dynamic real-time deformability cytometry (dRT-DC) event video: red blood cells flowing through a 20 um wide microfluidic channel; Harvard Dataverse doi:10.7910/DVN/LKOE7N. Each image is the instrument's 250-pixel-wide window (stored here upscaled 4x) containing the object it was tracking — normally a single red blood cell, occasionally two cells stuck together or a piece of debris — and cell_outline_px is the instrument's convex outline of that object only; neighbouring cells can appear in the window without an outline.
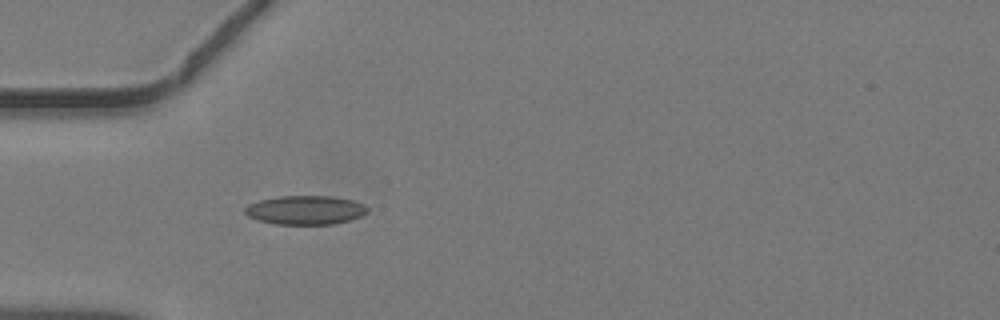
{"species": "common noctule bat (a hibernating species)", "species_latin": "Nyctalus noctula", "temperature_condition": "warm", "stored_images_in_passage": 33, "camera_frame_rate_fps": 3000, "um_per_image_px": 0.085, "animal": {"sex": "male", "body_mass_g": 19.2, "forearm_length_mm": 51.8}, "frame": {"image": 1, "passage_image": 1, "time_ms": 0.0, "image_size_px": [1000, 320], "cell_outline_px": [[368, 212], [360, 216], [348, 220], [332, 224], [276, 224], [256, 220], [248, 216], [244, 212], [244, 208], [248, 204], [260, 200], [280, 196], [332, 196], [352, 200], [364, 204], [368, 208]], "centroid_in_image_um": [25.93, 17.85], "position_along_channel_um": 59.1, "area_um2": 20.63}}
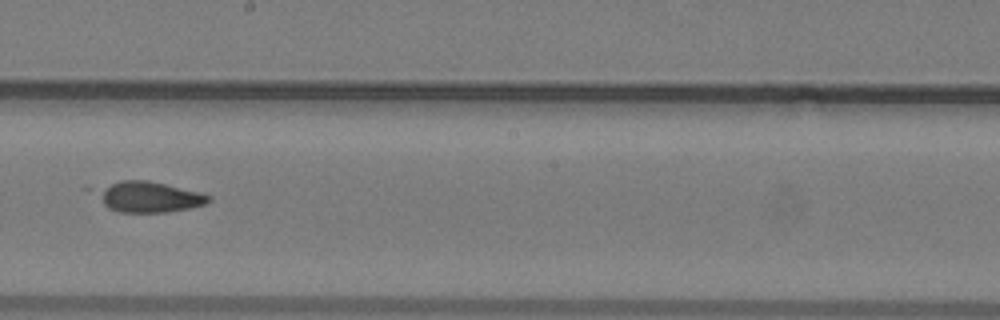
{"frame": {"image": 2, "passage_image": 13, "time_ms": 4.0, "image_size_px": [1000, 320], "cell_outline_px": [[212, 200], [204, 204], [188, 208], [168, 212], [120, 212], [108, 208], [104, 204], [104, 188], [120, 180], [148, 180], [200, 192], [212, 196]], "centroid_in_image_um": [12.82, 16.75], "position_along_channel_um": 235.4, "area_um2": 19.13}}
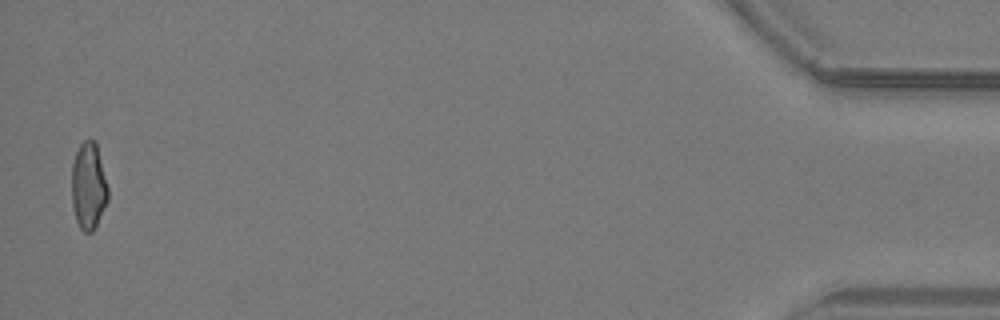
{"frame": {"image": 3, "passage_image": 32, "time_ms": 10.333, "image_size_px": [1000, 320], "cell_outline_px": [[108, 200], [92, 232], [84, 232], [80, 228], [76, 220], [72, 204], [72, 164], [76, 152], [80, 144], [84, 140], [96, 140], [108, 188]], "centroid_in_image_um": [7.52, 15.79], "position_along_channel_um": 427.7, "area_um2": 18.32}}